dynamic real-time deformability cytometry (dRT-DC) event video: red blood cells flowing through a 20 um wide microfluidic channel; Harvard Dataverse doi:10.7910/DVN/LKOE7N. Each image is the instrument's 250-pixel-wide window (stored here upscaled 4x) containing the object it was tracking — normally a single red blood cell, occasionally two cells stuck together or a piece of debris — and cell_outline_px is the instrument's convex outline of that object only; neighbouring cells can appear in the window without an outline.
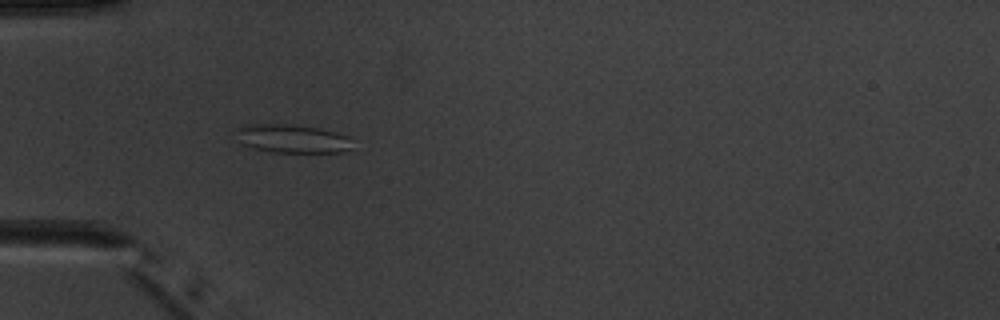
{"species": "common noctule bat (a hibernating species)", "species_latin": "Nyctalus noctula", "temperature_condition": "warm", "stored_images_in_passage": 8, "camera_frame_rate_fps": 3000, "um_per_image_px": 0.085, "animal": {"sex": "male", "body_mass_g": 20.1, "forearm_length_mm": 53.5}, "frame": {"image": 1, "passage_image": 3, "time_ms": 3.0, "image_size_px": [1000, 320], "cell_outline_px": [[352, 148], [340, 152], [272, 152], [252, 148], [240, 144], [236, 128], [248, 124], [288, 124], [320, 128], [336, 132], [348, 136]], "centroid_in_image_um": [24.81, 11.78], "position_along_channel_um": 60.2, "area_um2": 19.31}}
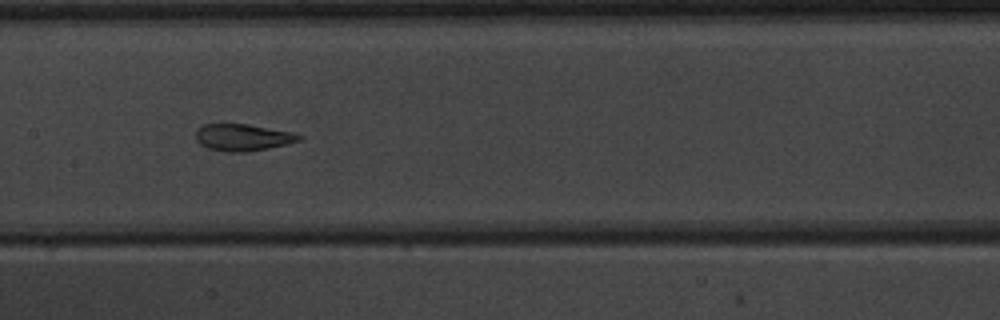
{"frame": {"image": 2, "passage_image": 6, "time_ms": 6.333, "image_size_px": [1000, 320], "cell_outline_px": [[304, 136], [300, 140], [288, 144], [248, 152], [228, 152], [208, 148], [200, 144], [196, 140], [196, 128], [204, 124], [248, 124], [292, 132]], "centroid_in_image_um": [20.64, 11.68], "position_along_channel_um": 186.8, "area_um2": 16.24}}
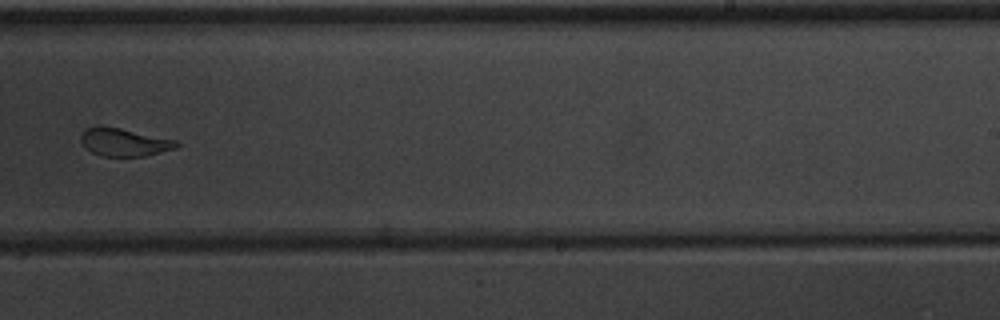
{"frame": {"image": 3, "passage_image": 8, "time_ms": 8.667, "image_size_px": [1000, 320], "cell_outline_px": [[180, 144], [176, 148], [144, 156], [100, 156], [92, 152], [80, 140], [80, 136], [84, 128], [96, 124], [100, 124], [120, 128], [176, 140]], "centroid_in_image_um": [10.5, 12.06], "position_along_channel_um": 278.5, "area_um2": 15.66}}